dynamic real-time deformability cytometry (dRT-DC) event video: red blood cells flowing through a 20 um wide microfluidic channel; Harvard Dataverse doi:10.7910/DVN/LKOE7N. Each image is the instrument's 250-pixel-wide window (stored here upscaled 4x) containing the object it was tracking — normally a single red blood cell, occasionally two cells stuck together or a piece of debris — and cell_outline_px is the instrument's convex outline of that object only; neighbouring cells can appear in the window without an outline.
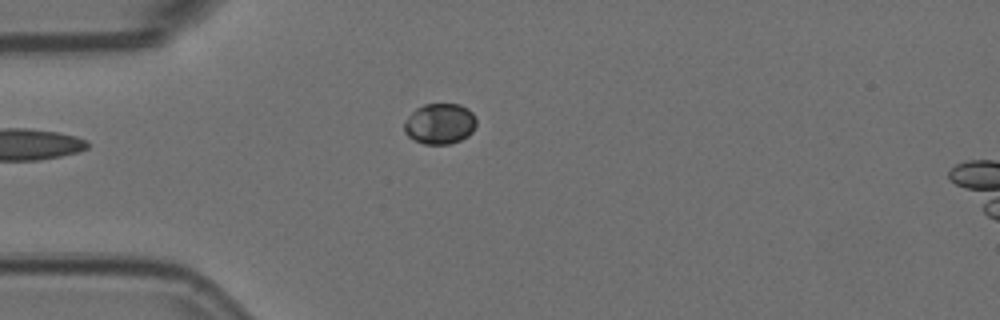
{"species": "Egyptian fruit bat (a non-hibernating species)", "species_latin": "Rousettus aegyptiacus", "temperature_condition": "room temperature", "stored_images_in_passage": 5, "camera_frame_rate_fps": 3000, "um_per_image_px": 0.085, "animal": {"sex": "female"}, "frame": {"image": 1, "passage_image": 5, "time_ms": 1.333, "image_size_px": [1000, 320], "cell_outline_px": [[476, 124], [472, 132], [468, 136], [460, 140], [448, 144], [424, 144], [408, 136], [404, 132], [404, 124], [408, 116], [416, 108], [424, 104], [460, 104], [468, 108], [472, 112], [476, 120]], "centroid_in_image_um": [37.39, 10.51], "position_along_channel_um": 47.6, "area_um2": 17.11}}